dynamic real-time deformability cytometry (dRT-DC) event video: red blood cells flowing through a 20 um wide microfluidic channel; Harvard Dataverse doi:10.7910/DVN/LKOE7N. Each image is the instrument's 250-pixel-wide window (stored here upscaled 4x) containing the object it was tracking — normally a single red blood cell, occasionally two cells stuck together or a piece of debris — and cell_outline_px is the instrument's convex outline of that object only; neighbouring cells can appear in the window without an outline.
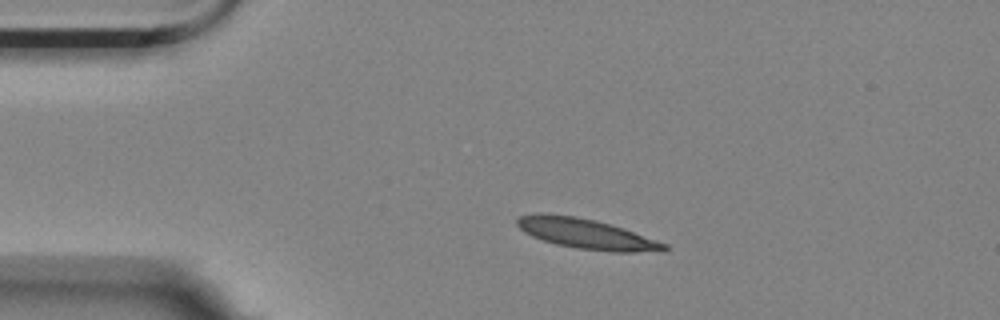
{"species": "Egyptian fruit bat (a non-hibernating species)", "species_latin": "Rousettus aegyptiacus", "temperature_condition": "room temperature", "stored_images_in_passage": 2, "camera_frame_rate_fps": 3000, "um_per_image_px": 0.085, "animal": {"sex": "female"}, "frame": {"image": 1, "passage_image": 1, "time_ms": 0.0, "image_size_px": [1000, 320], "cell_outline_px": [[668, 248], [664, 252], [612, 252], [576, 248], [556, 244], [532, 236], [524, 232], [516, 224], [516, 220], [520, 216], [536, 212], [540, 212], [572, 216], [596, 220], [668, 244]], "centroid_in_image_um": [49.82, 19.88], "position_along_channel_um": 35.2, "area_um2": 25.66}}